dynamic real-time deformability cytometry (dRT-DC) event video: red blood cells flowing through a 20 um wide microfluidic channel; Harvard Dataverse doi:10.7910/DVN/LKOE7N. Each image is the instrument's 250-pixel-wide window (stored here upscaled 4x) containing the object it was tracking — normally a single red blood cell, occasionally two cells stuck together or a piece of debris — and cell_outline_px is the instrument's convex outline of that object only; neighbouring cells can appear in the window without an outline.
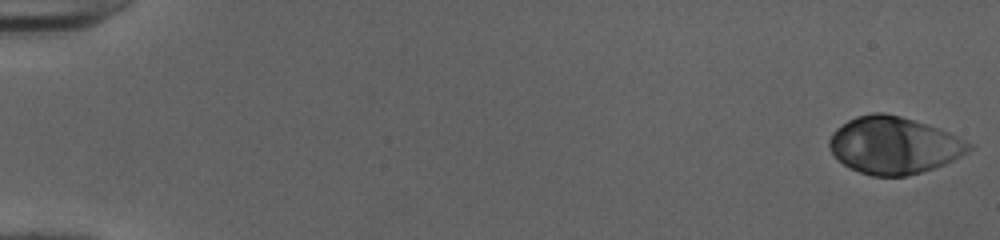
{"species": "human", "species_latin": "Homo sapiens", "temperature_condition": "cold", "stored_images_in_passage": 24, "camera_frame_rate_fps": 3000, "um_per_image_px": 0.085, "donor": {"sex": "female"}, "frame": {"image": 1, "passage_image": 1, "time_ms": 0.0, "image_size_px": [1000, 240], "cell_outline_px": [[976, 148], [944, 164], [908, 176], [872, 176], [860, 172], [844, 164], [828, 148], [828, 140], [832, 132], [836, 128], [848, 120], [856, 116], [872, 112], [884, 112], [900, 116], [940, 128], [972, 144]], "centroid_in_image_um": [75.97, 12.34], "position_along_channel_um": 9.0, "area_um2": 46.36}}
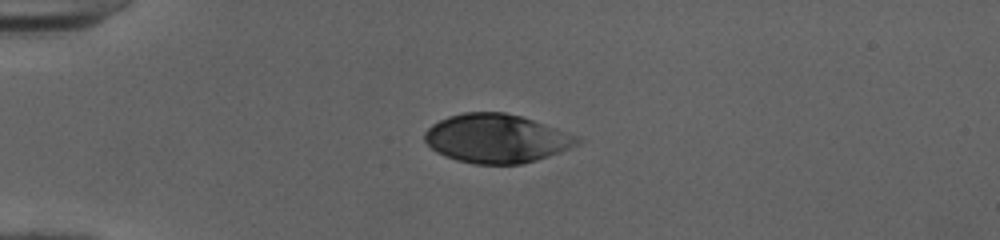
{"frame": {"image": 2, "passage_image": 14, "time_ms": 4.333, "image_size_px": [1000, 240], "cell_outline_px": [[584, 140], [580, 144], [560, 152], [524, 164], [472, 164], [456, 160], [444, 156], [436, 152], [424, 140], [424, 132], [432, 124], [448, 116], [464, 112], [504, 112], [520, 116], [532, 120], [576, 136]], "centroid_in_image_um": [42.17, 11.78], "position_along_channel_um": 42.8, "area_um2": 43.29}}
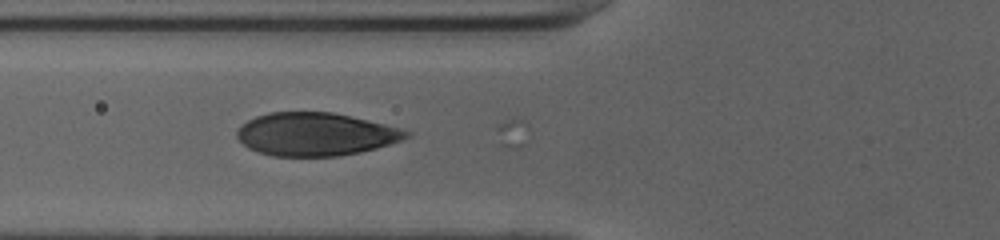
{"frame": {"image": 3, "passage_image": 21, "time_ms": 6.667, "image_size_px": [1000, 240], "cell_outline_px": [[412, 136], [376, 148], [360, 152], [336, 156], [272, 156], [248, 148], [236, 136], [236, 132], [248, 120], [256, 116], [268, 112], [332, 112], [384, 124], [400, 128], [412, 132]], "centroid_in_image_um": [26.82, 11.41], "position_along_channel_um": 99.0, "area_um2": 42.19}}